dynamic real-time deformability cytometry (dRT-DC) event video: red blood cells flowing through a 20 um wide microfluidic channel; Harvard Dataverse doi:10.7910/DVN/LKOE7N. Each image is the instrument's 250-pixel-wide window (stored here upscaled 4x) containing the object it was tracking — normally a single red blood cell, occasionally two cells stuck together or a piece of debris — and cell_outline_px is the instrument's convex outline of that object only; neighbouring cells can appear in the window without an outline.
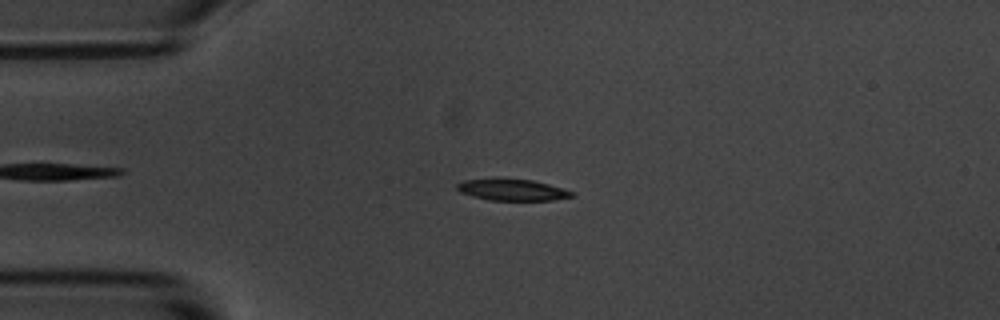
{"species": "common noctule bat (a hibernating species)", "species_latin": "Nyctalus noctula", "temperature_condition": "room temperature", "stored_images_in_passage": 49, "camera_frame_rate_fps": 3000, "um_per_image_px": 0.085, "animal": {"sex": "male", "body_mass_g": 20.1, "forearm_length_mm": 53.5}, "frame": {"image": 1, "passage_image": 11, "time_ms": 3.333, "image_size_px": [1000, 320], "cell_outline_px": [[576, 196], [552, 200], [488, 200], [472, 196], [460, 192], [456, 188], [456, 184], [464, 180], [496, 176], [532, 180], [564, 188], [576, 192]], "centroid_in_image_um": [43.52, 16.1], "position_along_channel_um": 41.5, "area_um2": 15.03}}
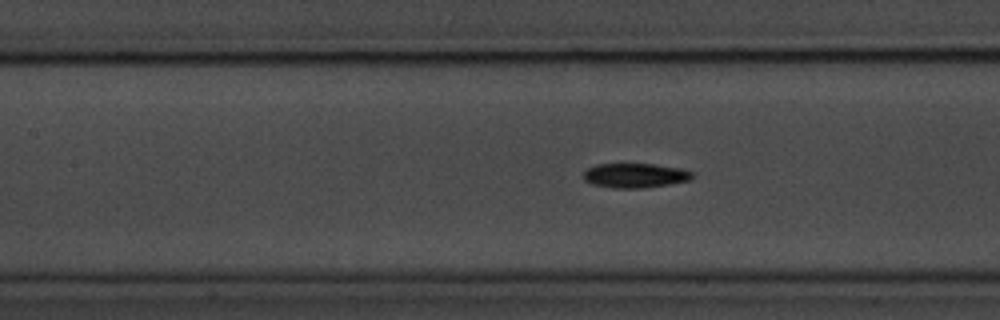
{"frame": {"image": 2, "passage_image": 22, "time_ms": 7.0, "image_size_px": [1000, 320], "cell_outline_px": [[696, 176], [692, 180], [644, 188], [616, 188], [592, 184], [584, 180], [584, 172], [588, 168], [596, 164], [656, 164], [680, 168], [692, 172]], "centroid_in_image_um": [54.02, 14.91], "position_along_channel_um": 153.4, "area_um2": 15.61}}
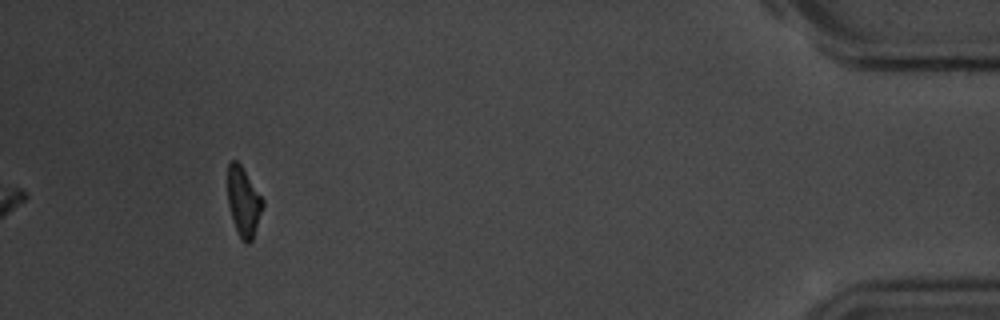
{"frame": {"image": 3, "passage_image": 49, "time_ms": 16.0, "image_size_px": [1000, 320], "cell_outline_px": [[264, 204], [252, 240], [248, 244], [244, 244], [240, 240], [228, 204], [228, 164], [232, 160], [236, 160], [240, 164], [264, 200]], "centroid_in_image_um": [20.7, 17.17], "position_along_channel_um": 414.5, "area_um2": 13.99}, "authors_computed_cell_mechanics": {"area_um2": 14.8546, "velocity_mm_per_s": 3.6408, "shape_relaxation_time_tau1_ms": 3.2209, "shape_relaxation_time_tau2_ms": 3.7045, "deformation_change_tau1": 0.1475, "deformation_change_tau2": 0.1107}}